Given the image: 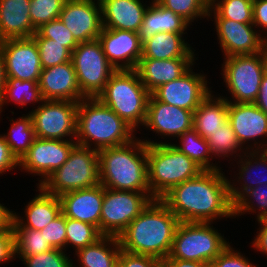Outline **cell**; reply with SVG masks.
Returning a JSON list of instances; mask_svg holds the SVG:
<instances>
[{"instance_id":"cell-1","label":"cell","mask_w":267,"mask_h":267,"mask_svg":"<svg viewBox=\"0 0 267 267\" xmlns=\"http://www.w3.org/2000/svg\"><path fill=\"white\" fill-rule=\"evenodd\" d=\"M223 170H203L198 176L174 186L161 200L180 222H211L216 225L222 219H234L229 177Z\"/></svg>"},{"instance_id":"cell-2","label":"cell","mask_w":267,"mask_h":267,"mask_svg":"<svg viewBox=\"0 0 267 267\" xmlns=\"http://www.w3.org/2000/svg\"><path fill=\"white\" fill-rule=\"evenodd\" d=\"M179 222L161 199H153L118 236L121 249L164 261L169 256Z\"/></svg>"},{"instance_id":"cell-3","label":"cell","mask_w":267,"mask_h":267,"mask_svg":"<svg viewBox=\"0 0 267 267\" xmlns=\"http://www.w3.org/2000/svg\"><path fill=\"white\" fill-rule=\"evenodd\" d=\"M99 181L118 191L150 192L147 144L136 137L130 143L98 151Z\"/></svg>"},{"instance_id":"cell-4","label":"cell","mask_w":267,"mask_h":267,"mask_svg":"<svg viewBox=\"0 0 267 267\" xmlns=\"http://www.w3.org/2000/svg\"><path fill=\"white\" fill-rule=\"evenodd\" d=\"M137 132L98 98H84L77 107L78 145L102 150L130 143Z\"/></svg>"},{"instance_id":"cell-5","label":"cell","mask_w":267,"mask_h":267,"mask_svg":"<svg viewBox=\"0 0 267 267\" xmlns=\"http://www.w3.org/2000/svg\"><path fill=\"white\" fill-rule=\"evenodd\" d=\"M150 94L135 69L116 70L97 98L138 133L146 121Z\"/></svg>"},{"instance_id":"cell-6","label":"cell","mask_w":267,"mask_h":267,"mask_svg":"<svg viewBox=\"0 0 267 267\" xmlns=\"http://www.w3.org/2000/svg\"><path fill=\"white\" fill-rule=\"evenodd\" d=\"M148 185L151 196L161 199L174 186L198 176L203 169L174 145H147Z\"/></svg>"},{"instance_id":"cell-7","label":"cell","mask_w":267,"mask_h":267,"mask_svg":"<svg viewBox=\"0 0 267 267\" xmlns=\"http://www.w3.org/2000/svg\"><path fill=\"white\" fill-rule=\"evenodd\" d=\"M213 225L211 222H179L167 258L210 264L232 243Z\"/></svg>"},{"instance_id":"cell-8","label":"cell","mask_w":267,"mask_h":267,"mask_svg":"<svg viewBox=\"0 0 267 267\" xmlns=\"http://www.w3.org/2000/svg\"><path fill=\"white\" fill-rule=\"evenodd\" d=\"M266 48L254 55H236L222 58L221 76L227 102L254 103L257 99L261 80L266 74ZM225 83V84H224Z\"/></svg>"},{"instance_id":"cell-9","label":"cell","mask_w":267,"mask_h":267,"mask_svg":"<svg viewBox=\"0 0 267 267\" xmlns=\"http://www.w3.org/2000/svg\"><path fill=\"white\" fill-rule=\"evenodd\" d=\"M99 181L98 151L76 144L67 161L40 185L46 192L60 197L67 192L94 187Z\"/></svg>"},{"instance_id":"cell-10","label":"cell","mask_w":267,"mask_h":267,"mask_svg":"<svg viewBox=\"0 0 267 267\" xmlns=\"http://www.w3.org/2000/svg\"><path fill=\"white\" fill-rule=\"evenodd\" d=\"M154 198L150 192L118 191L104 187L100 232L118 237Z\"/></svg>"},{"instance_id":"cell-11","label":"cell","mask_w":267,"mask_h":267,"mask_svg":"<svg viewBox=\"0 0 267 267\" xmlns=\"http://www.w3.org/2000/svg\"><path fill=\"white\" fill-rule=\"evenodd\" d=\"M71 62L80 90L87 98H97L116 71L98 40L79 43L72 51Z\"/></svg>"},{"instance_id":"cell-12","label":"cell","mask_w":267,"mask_h":267,"mask_svg":"<svg viewBox=\"0 0 267 267\" xmlns=\"http://www.w3.org/2000/svg\"><path fill=\"white\" fill-rule=\"evenodd\" d=\"M78 104L68 100H43L36 109L28 111L35 137L76 140Z\"/></svg>"},{"instance_id":"cell-13","label":"cell","mask_w":267,"mask_h":267,"mask_svg":"<svg viewBox=\"0 0 267 267\" xmlns=\"http://www.w3.org/2000/svg\"><path fill=\"white\" fill-rule=\"evenodd\" d=\"M193 113V111L160 102L150 94L147 104L146 121L142 128L146 129V131L150 130L149 132L152 131L154 135L157 134L158 140L160 138L163 140L156 141L151 136L146 138L147 135L141 136V140L147 145L171 144V141L173 142L174 139L178 138L185 131L193 128Z\"/></svg>"},{"instance_id":"cell-14","label":"cell","mask_w":267,"mask_h":267,"mask_svg":"<svg viewBox=\"0 0 267 267\" xmlns=\"http://www.w3.org/2000/svg\"><path fill=\"white\" fill-rule=\"evenodd\" d=\"M75 140L35 138L28 152L19 161L18 171L37 175L36 183L41 185L47 177L60 168L68 159Z\"/></svg>"},{"instance_id":"cell-15","label":"cell","mask_w":267,"mask_h":267,"mask_svg":"<svg viewBox=\"0 0 267 267\" xmlns=\"http://www.w3.org/2000/svg\"><path fill=\"white\" fill-rule=\"evenodd\" d=\"M194 68L193 65L180 78L160 85L151 94L160 102L194 112L213 91L207 74L202 69L194 72Z\"/></svg>"},{"instance_id":"cell-16","label":"cell","mask_w":267,"mask_h":267,"mask_svg":"<svg viewBox=\"0 0 267 267\" xmlns=\"http://www.w3.org/2000/svg\"><path fill=\"white\" fill-rule=\"evenodd\" d=\"M228 121L246 151L267 150V114L255 103L228 102Z\"/></svg>"},{"instance_id":"cell-17","label":"cell","mask_w":267,"mask_h":267,"mask_svg":"<svg viewBox=\"0 0 267 267\" xmlns=\"http://www.w3.org/2000/svg\"><path fill=\"white\" fill-rule=\"evenodd\" d=\"M217 43L223 58L236 55H254L267 47V41L253 24L239 23L230 19H211Z\"/></svg>"},{"instance_id":"cell-18","label":"cell","mask_w":267,"mask_h":267,"mask_svg":"<svg viewBox=\"0 0 267 267\" xmlns=\"http://www.w3.org/2000/svg\"><path fill=\"white\" fill-rule=\"evenodd\" d=\"M6 78L39 82L42 72L37 43L33 37L0 41Z\"/></svg>"},{"instance_id":"cell-19","label":"cell","mask_w":267,"mask_h":267,"mask_svg":"<svg viewBox=\"0 0 267 267\" xmlns=\"http://www.w3.org/2000/svg\"><path fill=\"white\" fill-rule=\"evenodd\" d=\"M59 19L78 43L98 40L103 28L99 0H66Z\"/></svg>"},{"instance_id":"cell-20","label":"cell","mask_w":267,"mask_h":267,"mask_svg":"<svg viewBox=\"0 0 267 267\" xmlns=\"http://www.w3.org/2000/svg\"><path fill=\"white\" fill-rule=\"evenodd\" d=\"M98 41L115 70L136 69L142 56V44L137 32L102 28Z\"/></svg>"},{"instance_id":"cell-21","label":"cell","mask_w":267,"mask_h":267,"mask_svg":"<svg viewBox=\"0 0 267 267\" xmlns=\"http://www.w3.org/2000/svg\"><path fill=\"white\" fill-rule=\"evenodd\" d=\"M231 164L233 167H231ZM228 168L233 170L228 169L229 173L227 175L231 171L228 180L230 198L234 204L247 190L259 185H267V150L246 151L235 162H230ZM232 172L234 175H232Z\"/></svg>"},{"instance_id":"cell-22","label":"cell","mask_w":267,"mask_h":267,"mask_svg":"<svg viewBox=\"0 0 267 267\" xmlns=\"http://www.w3.org/2000/svg\"><path fill=\"white\" fill-rule=\"evenodd\" d=\"M38 85L43 100L80 102L87 98L80 90L71 61L42 69Z\"/></svg>"},{"instance_id":"cell-23","label":"cell","mask_w":267,"mask_h":267,"mask_svg":"<svg viewBox=\"0 0 267 267\" xmlns=\"http://www.w3.org/2000/svg\"><path fill=\"white\" fill-rule=\"evenodd\" d=\"M104 186L79 189L62 194L61 212L65 217L89 223L99 228Z\"/></svg>"},{"instance_id":"cell-24","label":"cell","mask_w":267,"mask_h":267,"mask_svg":"<svg viewBox=\"0 0 267 267\" xmlns=\"http://www.w3.org/2000/svg\"><path fill=\"white\" fill-rule=\"evenodd\" d=\"M99 1L103 28L138 32L143 22L145 11L152 0H145V3L144 0Z\"/></svg>"},{"instance_id":"cell-25","label":"cell","mask_w":267,"mask_h":267,"mask_svg":"<svg viewBox=\"0 0 267 267\" xmlns=\"http://www.w3.org/2000/svg\"><path fill=\"white\" fill-rule=\"evenodd\" d=\"M197 58H173L165 60L140 59L136 71L142 84L152 93L160 85L171 82L184 75Z\"/></svg>"},{"instance_id":"cell-26","label":"cell","mask_w":267,"mask_h":267,"mask_svg":"<svg viewBox=\"0 0 267 267\" xmlns=\"http://www.w3.org/2000/svg\"><path fill=\"white\" fill-rule=\"evenodd\" d=\"M33 198L21 208L24 212L20 215L14 211L13 219L22 227L33 230H42L49 222L61 213L60 198L46 192L40 185Z\"/></svg>"},{"instance_id":"cell-27","label":"cell","mask_w":267,"mask_h":267,"mask_svg":"<svg viewBox=\"0 0 267 267\" xmlns=\"http://www.w3.org/2000/svg\"><path fill=\"white\" fill-rule=\"evenodd\" d=\"M29 8L30 0H0V41L28 38L36 33Z\"/></svg>"},{"instance_id":"cell-28","label":"cell","mask_w":267,"mask_h":267,"mask_svg":"<svg viewBox=\"0 0 267 267\" xmlns=\"http://www.w3.org/2000/svg\"><path fill=\"white\" fill-rule=\"evenodd\" d=\"M190 24L172 10L161 6L156 0H152L145 11L143 22L138 30L140 43L143 44L157 33L172 32L187 34Z\"/></svg>"},{"instance_id":"cell-29","label":"cell","mask_w":267,"mask_h":267,"mask_svg":"<svg viewBox=\"0 0 267 267\" xmlns=\"http://www.w3.org/2000/svg\"><path fill=\"white\" fill-rule=\"evenodd\" d=\"M186 34L161 32L142 44L141 59L199 58ZM197 56V57H196Z\"/></svg>"},{"instance_id":"cell-30","label":"cell","mask_w":267,"mask_h":267,"mask_svg":"<svg viewBox=\"0 0 267 267\" xmlns=\"http://www.w3.org/2000/svg\"><path fill=\"white\" fill-rule=\"evenodd\" d=\"M217 93L212 91L193 113V128L205 140L228 121V102Z\"/></svg>"},{"instance_id":"cell-31","label":"cell","mask_w":267,"mask_h":267,"mask_svg":"<svg viewBox=\"0 0 267 267\" xmlns=\"http://www.w3.org/2000/svg\"><path fill=\"white\" fill-rule=\"evenodd\" d=\"M120 251L118 237L103 236L94 244L74 253L72 264L73 267H116Z\"/></svg>"},{"instance_id":"cell-32","label":"cell","mask_w":267,"mask_h":267,"mask_svg":"<svg viewBox=\"0 0 267 267\" xmlns=\"http://www.w3.org/2000/svg\"><path fill=\"white\" fill-rule=\"evenodd\" d=\"M42 101L43 98L38 82L20 80L16 78H6L3 95L0 99V116H2L5 112L4 106L9 105V103L11 105L13 102V104L18 105L20 108H24L28 105H34L33 107L36 109ZM0 119L3 121V117H0Z\"/></svg>"},{"instance_id":"cell-33","label":"cell","mask_w":267,"mask_h":267,"mask_svg":"<svg viewBox=\"0 0 267 267\" xmlns=\"http://www.w3.org/2000/svg\"><path fill=\"white\" fill-rule=\"evenodd\" d=\"M171 144L181 153L187 155L203 170L223 169V167H221L222 165L219 164L221 162H217L213 158L207 140L201 137L194 128L185 131L177 138V140L171 142ZM213 160L215 163H213Z\"/></svg>"},{"instance_id":"cell-34","label":"cell","mask_w":267,"mask_h":267,"mask_svg":"<svg viewBox=\"0 0 267 267\" xmlns=\"http://www.w3.org/2000/svg\"><path fill=\"white\" fill-rule=\"evenodd\" d=\"M10 128L3 133L4 139L10 147L11 153L18 161L28 152L29 147L32 145L35 137L34 127L32 124V117L27 112L22 114L16 120L11 117Z\"/></svg>"},{"instance_id":"cell-35","label":"cell","mask_w":267,"mask_h":267,"mask_svg":"<svg viewBox=\"0 0 267 267\" xmlns=\"http://www.w3.org/2000/svg\"><path fill=\"white\" fill-rule=\"evenodd\" d=\"M209 149L214 159H223V162L237 160L246 150L240 145L229 121L223 124L219 130L212 133L207 139ZM227 158V159H226ZM229 159V160H228Z\"/></svg>"},{"instance_id":"cell-36","label":"cell","mask_w":267,"mask_h":267,"mask_svg":"<svg viewBox=\"0 0 267 267\" xmlns=\"http://www.w3.org/2000/svg\"><path fill=\"white\" fill-rule=\"evenodd\" d=\"M14 233L15 258L33 256L53 249L39 230L22 228L14 219L12 221Z\"/></svg>"},{"instance_id":"cell-37","label":"cell","mask_w":267,"mask_h":267,"mask_svg":"<svg viewBox=\"0 0 267 267\" xmlns=\"http://www.w3.org/2000/svg\"><path fill=\"white\" fill-rule=\"evenodd\" d=\"M253 0H212L209 7L210 19H230L239 23L253 24Z\"/></svg>"},{"instance_id":"cell-38","label":"cell","mask_w":267,"mask_h":267,"mask_svg":"<svg viewBox=\"0 0 267 267\" xmlns=\"http://www.w3.org/2000/svg\"><path fill=\"white\" fill-rule=\"evenodd\" d=\"M103 236L98 227L66 217V252L73 248L76 253L79 249L94 244Z\"/></svg>"},{"instance_id":"cell-39","label":"cell","mask_w":267,"mask_h":267,"mask_svg":"<svg viewBox=\"0 0 267 267\" xmlns=\"http://www.w3.org/2000/svg\"><path fill=\"white\" fill-rule=\"evenodd\" d=\"M255 215V219L267 218V185L247 190L234 203V219L239 216Z\"/></svg>"},{"instance_id":"cell-40","label":"cell","mask_w":267,"mask_h":267,"mask_svg":"<svg viewBox=\"0 0 267 267\" xmlns=\"http://www.w3.org/2000/svg\"><path fill=\"white\" fill-rule=\"evenodd\" d=\"M161 6L172 10L174 13L186 20L190 25L206 18L208 21V13L210 0H156ZM195 21V22H194Z\"/></svg>"},{"instance_id":"cell-41","label":"cell","mask_w":267,"mask_h":267,"mask_svg":"<svg viewBox=\"0 0 267 267\" xmlns=\"http://www.w3.org/2000/svg\"><path fill=\"white\" fill-rule=\"evenodd\" d=\"M38 47L42 69L71 61L72 51L52 39L43 38L37 32L32 36Z\"/></svg>"},{"instance_id":"cell-42","label":"cell","mask_w":267,"mask_h":267,"mask_svg":"<svg viewBox=\"0 0 267 267\" xmlns=\"http://www.w3.org/2000/svg\"><path fill=\"white\" fill-rule=\"evenodd\" d=\"M66 0H30V20L34 29L58 19Z\"/></svg>"},{"instance_id":"cell-43","label":"cell","mask_w":267,"mask_h":267,"mask_svg":"<svg viewBox=\"0 0 267 267\" xmlns=\"http://www.w3.org/2000/svg\"><path fill=\"white\" fill-rule=\"evenodd\" d=\"M69 253L53 248L33 256H23L19 261H22L25 267H73Z\"/></svg>"},{"instance_id":"cell-44","label":"cell","mask_w":267,"mask_h":267,"mask_svg":"<svg viewBox=\"0 0 267 267\" xmlns=\"http://www.w3.org/2000/svg\"><path fill=\"white\" fill-rule=\"evenodd\" d=\"M36 32L41 37L52 39L62 46L69 48L71 51L79 44L70 30L65 27L64 23L59 18L42 25Z\"/></svg>"},{"instance_id":"cell-45","label":"cell","mask_w":267,"mask_h":267,"mask_svg":"<svg viewBox=\"0 0 267 267\" xmlns=\"http://www.w3.org/2000/svg\"><path fill=\"white\" fill-rule=\"evenodd\" d=\"M246 253L231 246V243L210 263V267H258Z\"/></svg>"},{"instance_id":"cell-46","label":"cell","mask_w":267,"mask_h":267,"mask_svg":"<svg viewBox=\"0 0 267 267\" xmlns=\"http://www.w3.org/2000/svg\"><path fill=\"white\" fill-rule=\"evenodd\" d=\"M40 232L52 248L65 251L66 217L62 212L40 230Z\"/></svg>"},{"instance_id":"cell-47","label":"cell","mask_w":267,"mask_h":267,"mask_svg":"<svg viewBox=\"0 0 267 267\" xmlns=\"http://www.w3.org/2000/svg\"><path fill=\"white\" fill-rule=\"evenodd\" d=\"M120 267H164L163 261L141 254H133L121 249L118 256Z\"/></svg>"},{"instance_id":"cell-48","label":"cell","mask_w":267,"mask_h":267,"mask_svg":"<svg viewBox=\"0 0 267 267\" xmlns=\"http://www.w3.org/2000/svg\"><path fill=\"white\" fill-rule=\"evenodd\" d=\"M15 258V245L14 233L12 227L8 230L0 232V265L14 262Z\"/></svg>"},{"instance_id":"cell-49","label":"cell","mask_w":267,"mask_h":267,"mask_svg":"<svg viewBox=\"0 0 267 267\" xmlns=\"http://www.w3.org/2000/svg\"><path fill=\"white\" fill-rule=\"evenodd\" d=\"M253 25L267 41V0H253Z\"/></svg>"},{"instance_id":"cell-50","label":"cell","mask_w":267,"mask_h":267,"mask_svg":"<svg viewBox=\"0 0 267 267\" xmlns=\"http://www.w3.org/2000/svg\"><path fill=\"white\" fill-rule=\"evenodd\" d=\"M19 168V161L11 153L10 147L6 143L3 134L0 133V176L12 172Z\"/></svg>"},{"instance_id":"cell-51","label":"cell","mask_w":267,"mask_h":267,"mask_svg":"<svg viewBox=\"0 0 267 267\" xmlns=\"http://www.w3.org/2000/svg\"><path fill=\"white\" fill-rule=\"evenodd\" d=\"M258 222V229L256 230V233L254 234V238L249 243L251 244L252 249L255 250V252H260L264 257L266 256L267 260V218L264 219H258L255 221Z\"/></svg>"},{"instance_id":"cell-52","label":"cell","mask_w":267,"mask_h":267,"mask_svg":"<svg viewBox=\"0 0 267 267\" xmlns=\"http://www.w3.org/2000/svg\"><path fill=\"white\" fill-rule=\"evenodd\" d=\"M163 263L164 267H210V264L204 262L182 260L177 258H166Z\"/></svg>"},{"instance_id":"cell-53","label":"cell","mask_w":267,"mask_h":267,"mask_svg":"<svg viewBox=\"0 0 267 267\" xmlns=\"http://www.w3.org/2000/svg\"><path fill=\"white\" fill-rule=\"evenodd\" d=\"M13 215L14 211L10 207L0 203V232L12 227Z\"/></svg>"},{"instance_id":"cell-54","label":"cell","mask_w":267,"mask_h":267,"mask_svg":"<svg viewBox=\"0 0 267 267\" xmlns=\"http://www.w3.org/2000/svg\"><path fill=\"white\" fill-rule=\"evenodd\" d=\"M254 103L267 114V74L261 80L260 90Z\"/></svg>"},{"instance_id":"cell-55","label":"cell","mask_w":267,"mask_h":267,"mask_svg":"<svg viewBox=\"0 0 267 267\" xmlns=\"http://www.w3.org/2000/svg\"><path fill=\"white\" fill-rule=\"evenodd\" d=\"M6 83L5 64L3 53L0 48V99L2 98L4 86Z\"/></svg>"},{"instance_id":"cell-56","label":"cell","mask_w":267,"mask_h":267,"mask_svg":"<svg viewBox=\"0 0 267 267\" xmlns=\"http://www.w3.org/2000/svg\"><path fill=\"white\" fill-rule=\"evenodd\" d=\"M265 67H266V74H267V47H266V59H265Z\"/></svg>"}]
</instances>
